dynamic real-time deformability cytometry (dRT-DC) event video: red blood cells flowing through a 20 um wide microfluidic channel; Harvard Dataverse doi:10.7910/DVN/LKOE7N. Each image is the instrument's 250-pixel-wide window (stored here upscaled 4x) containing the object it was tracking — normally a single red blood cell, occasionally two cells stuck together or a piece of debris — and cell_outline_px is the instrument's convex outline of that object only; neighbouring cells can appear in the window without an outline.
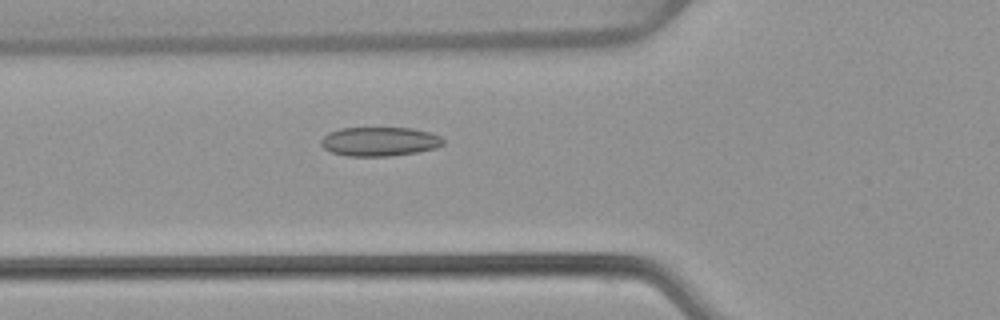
{"species": "common noctule bat (a hibernating species)", "species_latin": "Nyctalus noctula", "temperature_condition": "warm", "stored_images_in_passage": 54, "camera_frame_rate_fps": 3000, "um_per_image_px": 0.085, "animal": {"sex": "female", "body_mass_g": 22.7, "forearm_length_mm": 54.2}, "frame": {"image": 1, "passage_image": 20, "time_ms": 6.333, "image_size_px": [1000, 320], "cell_outline_px": [[444, 144], [436, 148], [416, 152], [392, 156], [348, 156], [332, 152], [324, 148], [320, 144], [320, 140], [328, 132], [340, 128], [412, 128], [428, 132], [440, 136], [444, 140]], "centroid_in_image_um": [32.25, 12.03], "position_along_channel_um": 93.5, "area_um2": 20.75}}
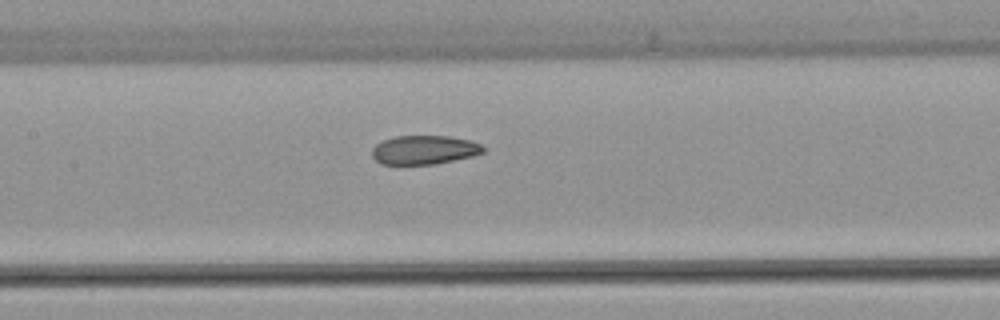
{"frame": {"image": 2, "passage_image": 26, "time_ms": 8.333, "image_size_px": [1000, 320], "cell_outline_px": [[484, 152], [472, 156], [436, 164], [380, 164], [372, 156], [372, 148], [376, 144], [384, 140], [396, 136], [448, 136], [468, 140], [480, 144], [484, 148]], "centroid_in_image_um": [36.04, 12.74], "position_along_channel_um": 171.4, "area_um2": 18.61}}
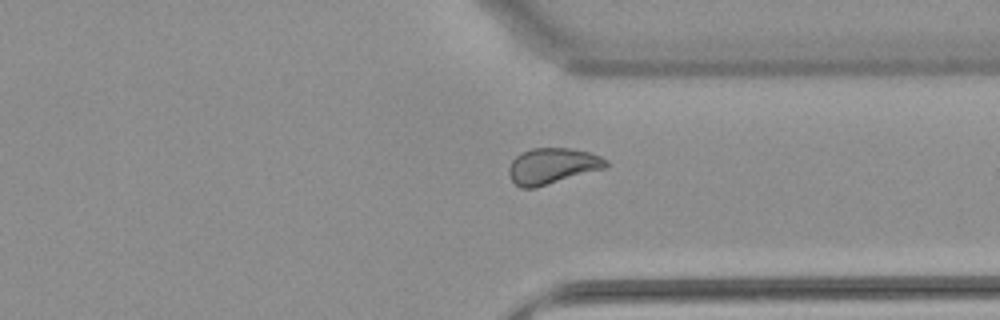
{"frame": {"image": 3, "passage_image": 41, "time_ms": 13.333, "image_size_px": [1000, 320], "cell_outline_px": [[608, 164], [604, 168], [536, 188], [520, 188], [512, 180], [508, 172], [508, 168], [512, 160], [520, 152], [532, 148], [572, 148], [588, 152], [600, 156], [608, 160]], "centroid_in_image_um": [46.92, 14.1], "position_along_channel_um": 364.5, "area_um2": 20.35}, "authors_computed_cell_mechanics": {"area_um2": 20.7213, "velocity_mm_per_s": 3.8649, "shape_relaxation_time_tau1_ms": 8.5255, "shape_relaxation_time_tau2_ms": 2.4561, "deformation_change_tau1": 0.1582, "deformation_change_tau2": 0.0674}}